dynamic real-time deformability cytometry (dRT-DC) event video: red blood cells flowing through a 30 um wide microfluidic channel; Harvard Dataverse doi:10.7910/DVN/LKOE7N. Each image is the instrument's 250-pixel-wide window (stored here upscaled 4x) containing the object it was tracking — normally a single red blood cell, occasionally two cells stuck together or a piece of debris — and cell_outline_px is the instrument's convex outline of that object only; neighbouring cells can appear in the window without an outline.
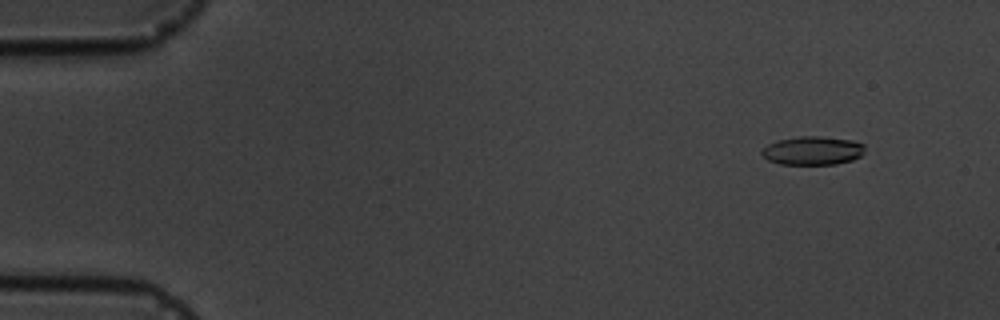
{"species": "common noctule bat (a hibernating species)", "species_latin": "Nyctalus noctula", "temperature_condition": "cold", "stored_images_in_passage": 5, "camera_frame_rate_fps": 3000, "um_per_image_px": 0.085, "animal": {"sex": "male", "body_mass_g": 19.5, "forearm_length_mm": 54.6}, "frame": {"image": 1, "passage_image": 2, "time_ms": 1.0, "image_size_px": [1000, 320], "cell_outline_px": [[864, 152], [860, 156], [852, 160], [836, 164], [780, 164], [768, 160], [760, 152], [768, 144], [780, 140], [800, 136], [820, 136], [852, 140], [864, 144]], "centroid_in_image_um": [69.09, 12.8], "position_along_channel_um": 15.9, "area_um2": 17.05}}
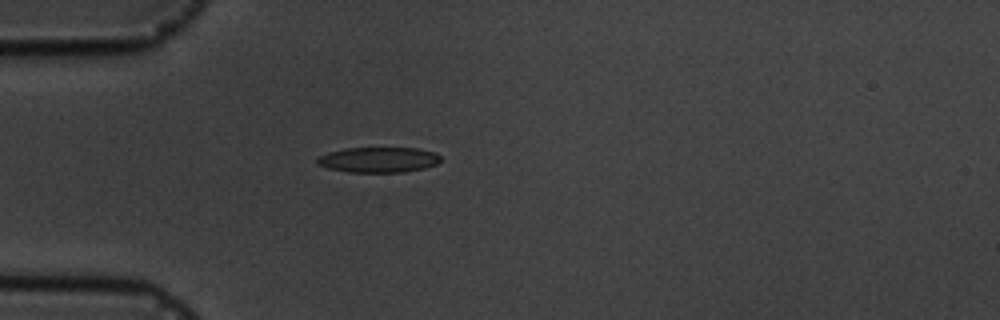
{"frame": {"image": 2, "passage_image": 5, "time_ms": 4.667, "image_size_px": [1000, 320], "cell_outline_px": [[440, 160], [436, 164], [424, 168], [404, 172], [348, 172], [328, 168], [316, 164], [316, 160], [320, 156], [328, 152], [344, 148], [416, 148], [436, 152], [440, 156]], "centroid_in_image_um": [32.16, 13.58], "position_along_channel_um": 52.8, "area_um2": 18.26}}